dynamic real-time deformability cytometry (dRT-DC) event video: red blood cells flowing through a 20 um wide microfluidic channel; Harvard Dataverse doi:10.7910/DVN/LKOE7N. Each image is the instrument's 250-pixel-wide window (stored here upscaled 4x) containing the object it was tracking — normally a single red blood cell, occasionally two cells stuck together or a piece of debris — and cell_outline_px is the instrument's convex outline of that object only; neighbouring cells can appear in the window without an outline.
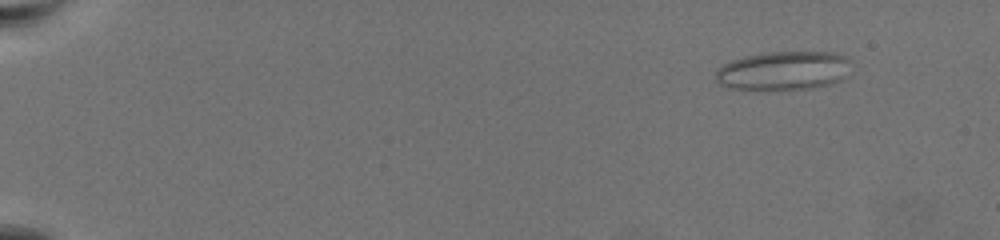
{"species": "common noctule bat (a hibernating species)", "species_latin": "Nyctalus noctula", "temperature_condition": "warm", "stored_images_in_passage": 65, "camera_frame_rate_fps": 3000, "um_per_image_px": 0.085, "animal": {"sex": "female", "body_mass_g": 19.5, "forearm_length_mm": 54.1}, "frame": {"image": 1, "passage_image": 8, "time_ms": 2.333, "image_size_px": [1000, 240], "cell_outline_px": [[852, 60], [848, 76], [844, 80], [812, 88], [760, 92], [728, 88], [716, 84], [716, 72], [724, 64], [732, 60], [744, 56], [764, 52], [832, 52], [848, 56]], "centroid_in_image_um": [66.61, 6.04], "position_along_channel_um": 18.4, "area_um2": 31.91}}
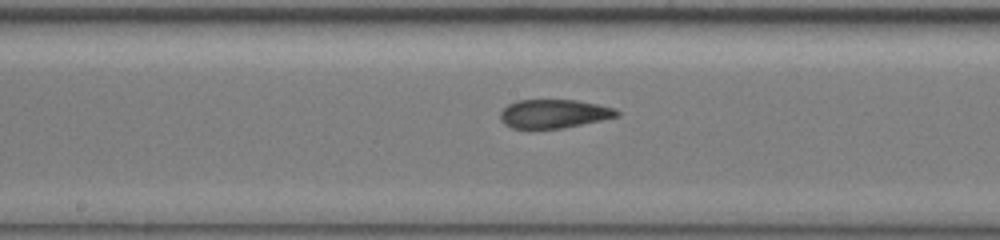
{"frame": {"image": 2, "passage_image": 38, "time_ms": 12.333, "image_size_px": [1000, 240], "cell_outline_px": [[620, 116], [564, 128], [512, 128], [504, 124], [500, 120], [500, 112], [508, 104], [516, 100], [576, 100], [616, 108], [620, 112]], "centroid_in_image_um": [47.09, 9.66], "position_along_channel_um": 201.1, "area_um2": 19.54}}
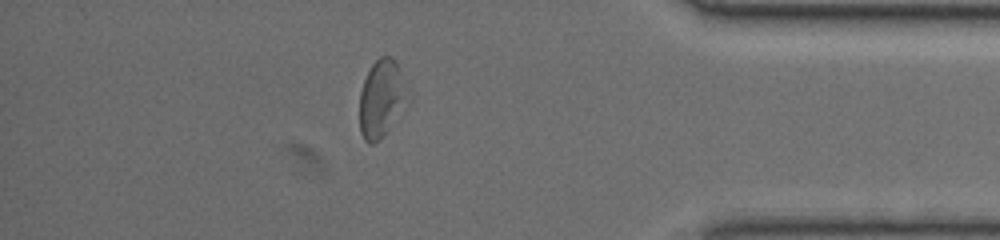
{"frame": {"image": 3, "passage_image": 58, "time_ms": 19.0, "image_size_px": [1000, 240], "cell_outline_px": [[412, 96], [380, 140], [372, 144], [368, 144], [364, 140], [360, 132], [360, 92], [364, 80], [372, 64], [380, 56], [392, 56], [396, 60]], "centroid_in_image_um": [32.46, 8.36], "position_along_channel_um": 402.7, "area_um2": 22.02}, "authors_computed_cell_mechanics": {"area_um2": 22.0218, "velocity_mm_per_s": 3.3917, "shape_relaxation_time_tau1_ms": 10.5617, "shape_relaxation_time_tau2_ms": 2.1628, "deformation_change_tau1": 0.2476, "deformation_change_tau2": 0.1018}}